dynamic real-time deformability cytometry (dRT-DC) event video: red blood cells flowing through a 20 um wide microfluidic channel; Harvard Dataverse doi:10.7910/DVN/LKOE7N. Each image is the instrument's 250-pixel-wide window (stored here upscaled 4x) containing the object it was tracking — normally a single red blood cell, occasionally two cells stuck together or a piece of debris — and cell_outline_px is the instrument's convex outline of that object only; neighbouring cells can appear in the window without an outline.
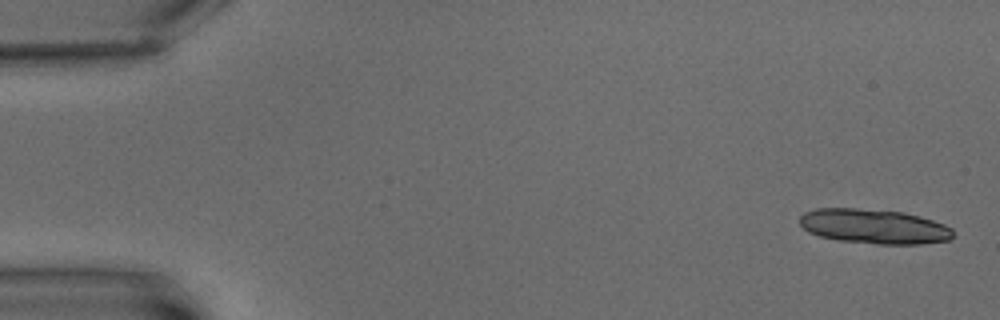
{"species": "common noctule bat (a hibernating species)", "species_latin": "Nyctalus noctula", "temperature_condition": "warm", "stored_images_in_passage": 10, "camera_frame_rate_fps": 3000, "um_per_image_px": 0.085, "animal": {"sex": "male", "body_mass_g": 15.6}, "frame": {"image": 1, "passage_image": 1, "time_ms": 0.0, "image_size_px": [1000, 320], "cell_outline_px": [[952, 236], [948, 240], [920, 244], [876, 244], [840, 240], [820, 236], [808, 232], [800, 224], [800, 216], [804, 212], [816, 208], [856, 208], [904, 212], [920, 216], [944, 224], [952, 228]], "centroid_in_image_um": [74.27, 19.24], "position_along_channel_um": 10.7, "area_um2": 30.92}}
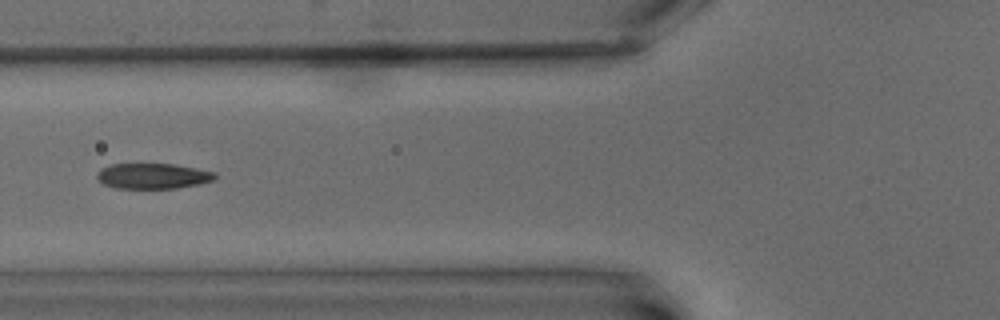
{"frame": {"image": 2, "passage_image": 8, "time_ms": 8.0, "image_size_px": [1000, 320], "cell_outline_px": [[216, 176], [212, 180], [200, 184], [176, 188], [116, 188], [104, 184], [96, 176], [96, 172], [100, 168], [112, 164], [172, 164], [196, 168], [216, 172]], "centroid_in_image_um": [12.98, 14.96], "position_along_channel_um": 112.8, "area_um2": 17.46}}
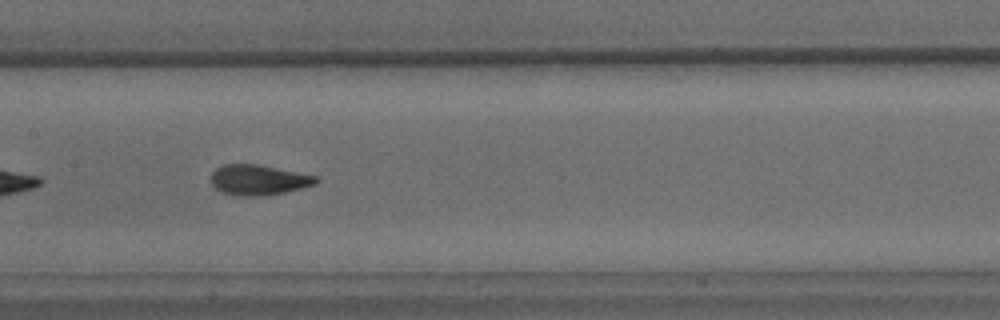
{"frame": {"image": 3, "passage_image": 10, "time_ms": 10.333, "image_size_px": [1000, 320], "cell_outline_px": [[320, 180], [316, 184], [284, 192], [264, 196], [236, 196], [220, 192], [208, 180], [212, 172], [216, 168], [224, 164], [260, 164], [316, 176]], "centroid_in_image_um": [21.92, 15.29], "position_along_channel_um": 185.5, "area_um2": 18.79}}